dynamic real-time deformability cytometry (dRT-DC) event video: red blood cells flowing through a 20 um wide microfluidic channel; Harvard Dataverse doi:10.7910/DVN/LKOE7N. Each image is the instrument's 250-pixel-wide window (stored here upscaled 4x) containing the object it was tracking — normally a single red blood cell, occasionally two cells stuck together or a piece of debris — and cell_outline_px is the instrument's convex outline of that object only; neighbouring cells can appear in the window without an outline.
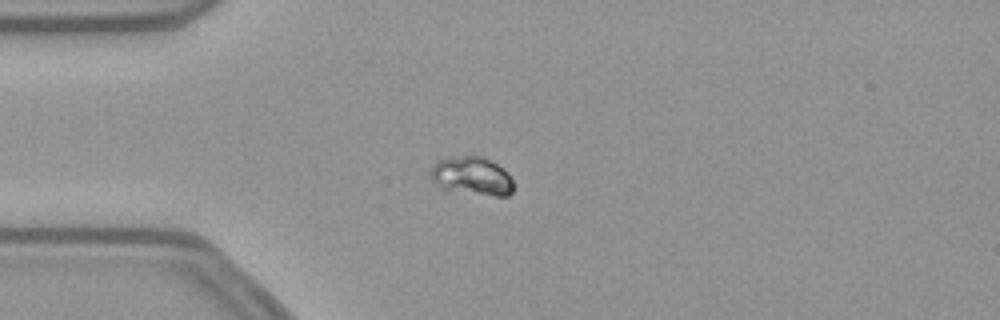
{"species": "common noctule bat (a hibernating species)", "species_latin": "Nyctalus noctula", "temperature_condition": "warm", "stored_images_in_passage": 44, "camera_frame_rate_fps": 3000, "um_per_image_px": 0.085, "animal": {"sex": "female", "body_mass_g": 21.9}, "frame": {"image": 1, "passage_image": 1, "time_ms": 0.0, "image_size_px": [1000, 320], "cell_outline_px": [[512, 192], [508, 196], [496, 196], [444, 192], [428, 176], [428, 172], [440, 160], [448, 156], [480, 156], [496, 164], [512, 180]], "centroid_in_image_um": [40.01, 15.01], "position_along_channel_um": 45.0, "area_um2": 18.79}}
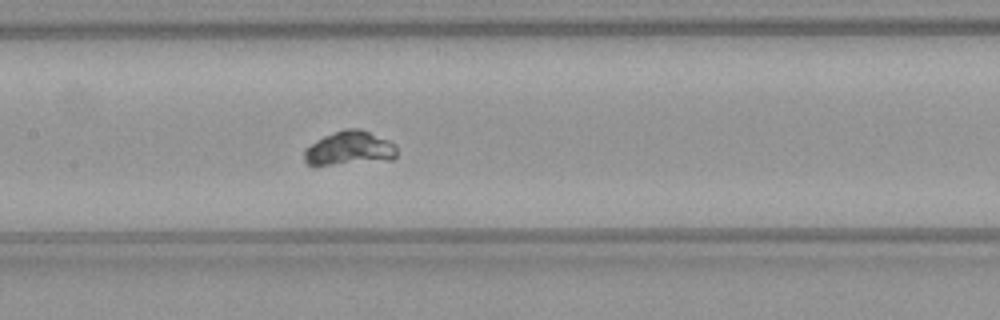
{"frame": {"image": 2, "passage_image": 14, "time_ms": 4.333, "image_size_px": [1000, 320], "cell_outline_px": [[396, 156], [392, 160], [312, 168], [304, 160], [304, 148], [324, 136], [344, 128], [360, 128], [388, 140], [396, 144]], "centroid_in_image_um": [29.66, 12.66], "position_along_channel_um": 177.7, "area_um2": 19.13}}
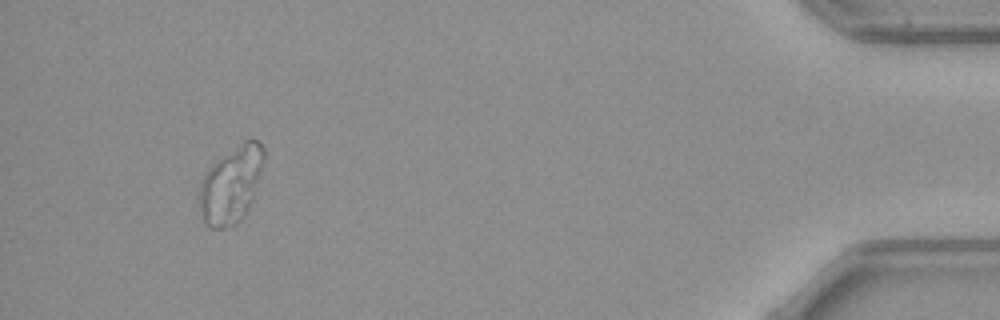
{"frame": {"image": 3, "passage_image": 40, "time_ms": 13.0, "image_size_px": [1000, 320], "cell_outline_px": [[264, 160], [252, 200], [244, 216], [236, 224], [224, 228], [208, 228], [204, 224], [200, 208], [200, 180], [208, 168], [220, 156], [244, 140], [256, 140], [264, 148]], "centroid_in_image_um": [19.62, 15.7], "position_along_channel_um": 415.6, "area_um2": 28.84}, "authors_computed_cell_mechanics": {"area_um2": 20.6924, "velocity_mm_per_s": 3.5745, "shape_relaxation_time_tau1_ms": 2.1899, "shape_relaxation_time_tau2_ms": null, "deformation_change_tau1": null, "deformation_change_tau2": null}}